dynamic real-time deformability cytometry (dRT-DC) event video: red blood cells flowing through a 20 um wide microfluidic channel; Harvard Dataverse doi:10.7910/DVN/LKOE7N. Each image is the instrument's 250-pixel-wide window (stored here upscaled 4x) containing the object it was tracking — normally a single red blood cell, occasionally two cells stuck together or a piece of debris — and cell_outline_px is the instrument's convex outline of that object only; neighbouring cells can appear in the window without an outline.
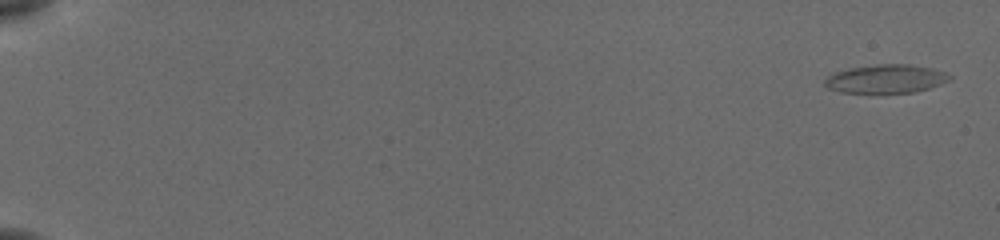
{"species": "common noctule bat (a hibernating species)", "species_latin": "Nyctalus noctula", "temperature_condition": "cold", "stored_images_in_passage": 55, "camera_frame_rate_fps": 3000, "um_per_image_px": 0.085, "animal": {"sex": "female", "body_mass_g": 19.5, "forearm_length_mm": 54.1}, "frame": {"image": 1, "passage_image": 1, "time_ms": 0.0, "image_size_px": [1000, 240], "cell_outline_px": [[952, 76], [940, 84], [928, 88], [912, 92], [840, 92], [828, 88], [824, 84], [824, 80], [828, 76], [836, 72], [852, 68], [876, 64], [908, 64], [932, 68], [944, 72]], "centroid_in_image_um": [75.28, 6.69], "position_along_channel_um": 9.7, "area_um2": 20.29}}
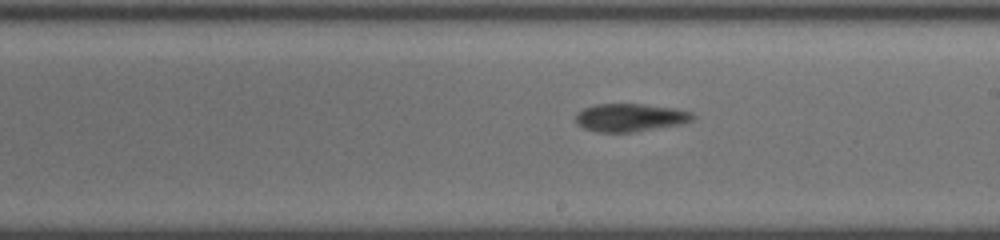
{"frame": {"image": 2, "passage_image": 34, "time_ms": 11.0, "image_size_px": [1000, 240], "cell_outline_px": [[696, 116], [692, 120], [680, 124], [632, 132], [600, 132], [584, 128], [576, 120], [576, 112], [584, 108], [596, 104], [644, 104], [672, 108], [692, 112]], "centroid_in_image_um": [53.57, 9.98], "position_along_channel_um": 235.4, "area_um2": 18.84}}
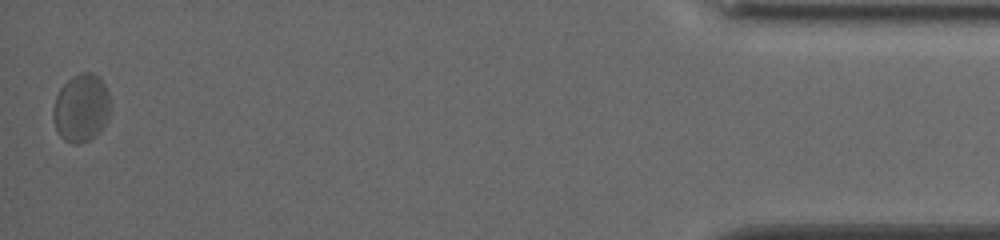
{"frame": {"image": 3, "passage_image": 55, "time_ms": 18.0, "image_size_px": [1000, 240], "cell_outline_px": [[108, 116], [100, 132], [96, 136], [80, 144], [72, 144], [64, 140], [60, 136], [56, 128], [52, 116], [52, 108], [56, 96], [60, 88], [72, 76], [80, 72], [92, 72], [100, 76], [108, 92]], "centroid_in_image_um": [6.88, 9.17], "position_along_channel_um": 428.3, "area_um2": 22.72}, "authors_computed_cell_mechanics": {"area_um2": 19.7098, "velocity_mm_per_s": 3.8059, "shape_relaxation_time_tau1_ms": 4.9722, "shape_relaxation_time_tau2_ms": 2.3429, "deformation_change_tau1": 0.0858, "deformation_change_tau2": 0.0826}}